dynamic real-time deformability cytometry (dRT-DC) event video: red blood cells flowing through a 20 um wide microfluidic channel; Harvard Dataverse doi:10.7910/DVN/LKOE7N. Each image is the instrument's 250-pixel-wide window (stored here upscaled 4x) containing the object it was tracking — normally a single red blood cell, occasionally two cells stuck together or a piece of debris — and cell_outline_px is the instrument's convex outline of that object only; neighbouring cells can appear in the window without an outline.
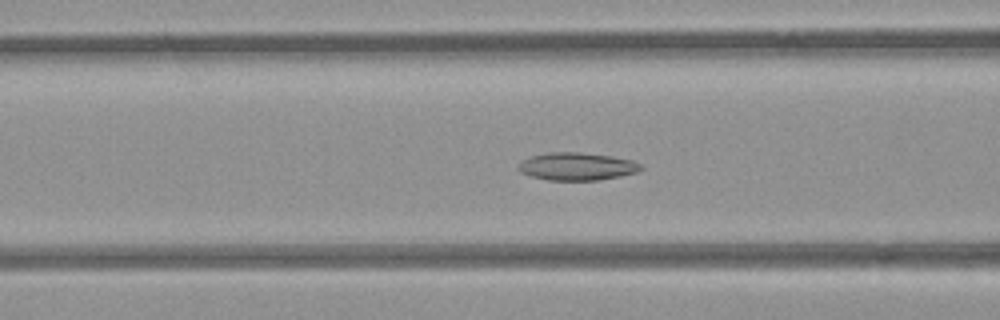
{"species": "common noctule bat (a hibernating species)", "species_latin": "Nyctalus noctula", "temperature_condition": "room temperature", "stored_images_in_passage": 54, "camera_frame_rate_fps": 3000, "um_per_image_px": 0.085, "animal": {"sex": "female", "body_mass_g": 21.9}, "frame": {"image": 1, "passage_image": 22, "time_ms": 7.0, "image_size_px": [1000, 320], "cell_outline_px": [[644, 168], [636, 172], [620, 176], [600, 180], [548, 180], [532, 176], [520, 172], [516, 168], [520, 160], [532, 156], [548, 152], [580, 152], [612, 156], [632, 160], [640, 164]], "centroid_in_image_um": [49.01, 14.14], "position_along_channel_um": 117.6, "area_um2": 19.88}}
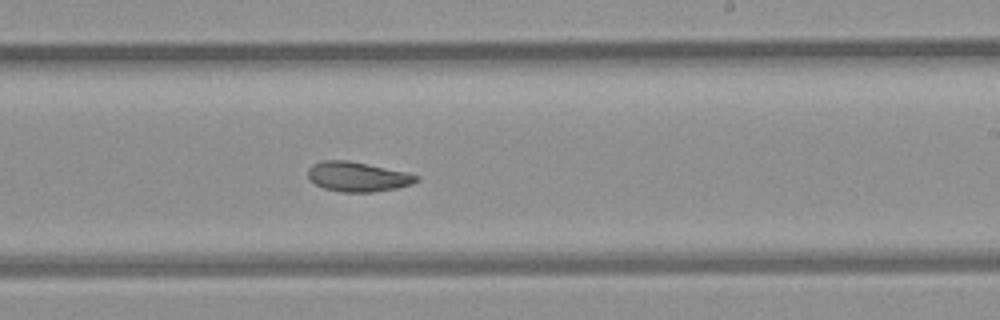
{"frame": {"image": 2, "passage_image": 33, "time_ms": 10.667, "image_size_px": [1000, 320], "cell_outline_px": [[420, 180], [412, 184], [396, 188], [372, 192], [340, 192], [324, 188], [316, 184], [308, 176], [308, 168], [312, 164], [320, 160], [348, 160], [408, 172], [420, 176]], "centroid_in_image_um": [30.42, 15.01], "position_along_channel_um": 258.6, "area_um2": 18.9}}
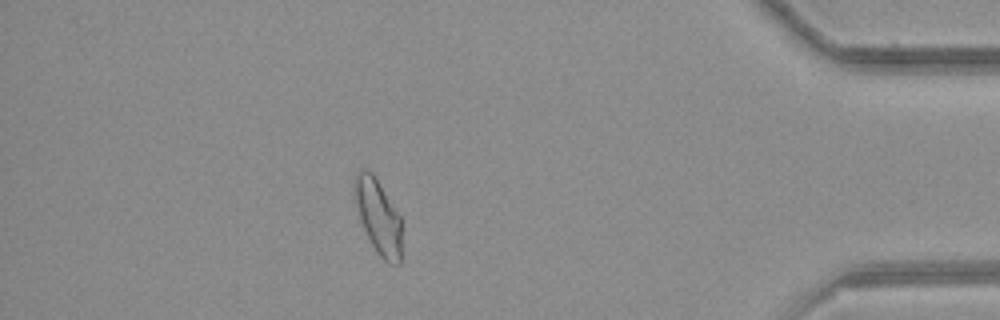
{"frame": {"image": 3, "passage_image": 48, "time_ms": 15.667, "image_size_px": [1000, 320], "cell_outline_px": [[400, 264], [388, 264], [376, 252], [360, 220], [352, 192], [356, 172], [364, 168], [372, 172], [400, 216]], "centroid_in_image_um": [32.11, 18.38], "position_along_channel_um": 403.1, "area_um2": 20.29}, "authors_computed_cell_mechanics": {"area_um2": 20.1433, "velocity_mm_per_s": 3.8399, "shape_relaxation_time_tau1_ms": null, "shape_relaxation_time_tau2_ms": 4.1573, "deformation_change_tau1": null, "deformation_change_tau2": 0.1053}}